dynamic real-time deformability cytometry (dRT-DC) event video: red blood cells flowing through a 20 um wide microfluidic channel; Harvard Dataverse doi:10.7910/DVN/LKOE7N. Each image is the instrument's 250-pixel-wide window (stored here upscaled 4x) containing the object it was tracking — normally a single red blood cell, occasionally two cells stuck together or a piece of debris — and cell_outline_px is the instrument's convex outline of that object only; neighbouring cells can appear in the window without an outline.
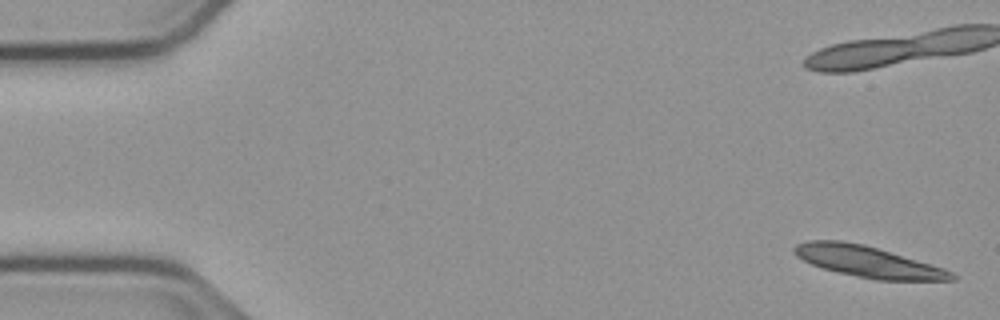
{"species": "common noctule bat (a hibernating species)", "species_latin": "Nyctalus noctula", "temperature_condition": "cold", "stored_images_in_passage": 15, "camera_frame_rate_fps": 3000, "um_per_image_px": 0.085, "animal": {"sex": "male", "body_mass_g": 23.1, "forearm_length_mm": 52.7}, "frame": {"image": 1, "passage_image": 1, "time_ms": 0.0, "image_size_px": [1000, 320], "cell_outline_px": [[956, 280], [876, 280], [840, 272], [824, 268], [812, 264], [796, 256], [792, 252], [792, 248], [796, 244], [808, 240], [840, 240], [864, 244], [944, 268], [952, 272], [956, 276]], "centroid_in_image_um": [73.75, 22.23], "position_along_channel_um": 11.3, "area_um2": 28.26}}